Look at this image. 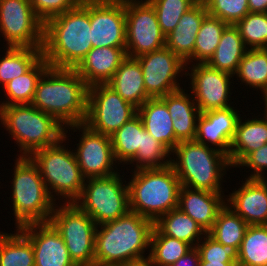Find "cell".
Wrapping results in <instances>:
<instances>
[{
	"label": "cell",
	"instance_id": "cell-1",
	"mask_svg": "<svg viewBox=\"0 0 267 266\" xmlns=\"http://www.w3.org/2000/svg\"><path fill=\"white\" fill-rule=\"evenodd\" d=\"M90 0L44 23L42 54L51 67L75 69L93 48Z\"/></svg>",
	"mask_w": 267,
	"mask_h": 266
},
{
	"label": "cell",
	"instance_id": "cell-2",
	"mask_svg": "<svg viewBox=\"0 0 267 266\" xmlns=\"http://www.w3.org/2000/svg\"><path fill=\"white\" fill-rule=\"evenodd\" d=\"M87 97L88 86L75 69L49 66L38 80L31 104L66 128L84 123Z\"/></svg>",
	"mask_w": 267,
	"mask_h": 266
},
{
	"label": "cell",
	"instance_id": "cell-3",
	"mask_svg": "<svg viewBox=\"0 0 267 266\" xmlns=\"http://www.w3.org/2000/svg\"><path fill=\"white\" fill-rule=\"evenodd\" d=\"M154 222L129 211L114 221L97 225L95 266H119L145 257Z\"/></svg>",
	"mask_w": 267,
	"mask_h": 266
},
{
	"label": "cell",
	"instance_id": "cell-4",
	"mask_svg": "<svg viewBox=\"0 0 267 266\" xmlns=\"http://www.w3.org/2000/svg\"><path fill=\"white\" fill-rule=\"evenodd\" d=\"M172 155L171 166L181 186L224 193L223 176L232 168L227 155L195 140L179 142Z\"/></svg>",
	"mask_w": 267,
	"mask_h": 266
},
{
	"label": "cell",
	"instance_id": "cell-5",
	"mask_svg": "<svg viewBox=\"0 0 267 266\" xmlns=\"http://www.w3.org/2000/svg\"><path fill=\"white\" fill-rule=\"evenodd\" d=\"M14 161L10 196L15 228L49 222L59 201L50 196L37 165L29 156H18Z\"/></svg>",
	"mask_w": 267,
	"mask_h": 266
},
{
	"label": "cell",
	"instance_id": "cell-6",
	"mask_svg": "<svg viewBox=\"0 0 267 266\" xmlns=\"http://www.w3.org/2000/svg\"><path fill=\"white\" fill-rule=\"evenodd\" d=\"M131 172V180L127 183L131 212L155 222L160 216L178 208L181 183L171 165Z\"/></svg>",
	"mask_w": 267,
	"mask_h": 266
},
{
	"label": "cell",
	"instance_id": "cell-7",
	"mask_svg": "<svg viewBox=\"0 0 267 266\" xmlns=\"http://www.w3.org/2000/svg\"><path fill=\"white\" fill-rule=\"evenodd\" d=\"M0 123L16 142L17 156H30L64 138L65 127L32 104L0 105Z\"/></svg>",
	"mask_w": 267,
	"mask_h": 266
},
{
	"label": "cell",
	"instance_id": "cell-8",
	"mask_svg": "<svg viewBox=\"0 0 267 266\" xmlns=\"http://www.w3.org/2000/svg\"><path fill=\"white\" fill-rule=\"evenodd\" d=\"M68 137L64 132V138L58 143L36 150L29 157L37 165L50 196L55 201L74 203L81 196L86 178L73 149L65 147Z\"/></svg>",
	"mask_w": 267,
	"mask_h": 266
},
{
	"label": "cell",
	"instance_id": "cell-9",
	"mask_svg": "<svg viewBox=\"0 0 267 266\" xmlns=\"http://www.w3.org/2000/svg\"><path fill=\"white\" fill-rule=\"evenodd\" d=\"M124 179L120 172L87 178L81 196L74 203L97 225L114 221L130 211L128 184Z\"/></svg>",
	"mask_w": 267,
	"mask_h": 266
},
{
	"label": "cell",
	"instance_id": "cell-10",
	"mask_svg": "<svg viewBox=\"0 0 267 266\" xmlns=\"http://www.w3.org/2000/svg\"><path fill=\"white\" fill-rule=\"evenodd\" d=\"M49 222L62 236L77 266H95L97 224L87 213L75 203H59L55 205Z\"/></svg>",
	"mask_w": 267,
	"mask_h": 266
},
{
	"label": "cell",
	"instance_id": "cell-11",
	"mask_svg": "<svg viewBox=\"0 0 267 266\" xmlns=\"http://www.w3.org/2000/svg\"><path fill=\"white\" fill-rule=\"evenodd\" d=\"M137 110L108 84H96L88 87L84 124L97 133L111 136L136 116Z\"/></svg>",
	"mask_w": 267,
	"mask_h": 266
},
{
	"label": "cell",
	"instance_id": "cell-12",
	"mask_svg": "<svg viewBox=\"0 0 267 266\" xmlns=\"http://www.w3.org/2000/svg\"><path fill=\"white\" fill-rule=\"evenodd\" d=\"M125 17L128 57L137 58L165 47L166 36L148 0H125Z\"/></svg>",
	"mask_w": 267,
	"mask_h": 266
},
{
	"label": "cell",
	"instance_id": "cell-13",
	"mask_svg": "<svg viewBox=\"0 0 267 266\" xmlns=\"http://www.w3.org/2000/svg\"><path fill=\"white\" fill-rule=\"evenodd\" d=\"M0 33L7 47H43L44 23L30 0H0Z\"/></svg>",
	"mask_w": 267,
	"mask_h": 266
},
{
	"label": "cell",
	"instance_id": "cell-14",
	"mask_svg": "<svg viewBox=\"0 0 267 266\" xmlns=\"http://www.w3.org/2000/svg\"><path fill=\"white\" fill-rule=\"evenodd\" d=\"M69 129L73 130V132L79 130V133L81 131L79 143L75 144L77 148L73 151L81 172L86 179L106 177L121 171L117 168L119 165L116 164L113 154L111 136L97 133L84 123L67 126L64 132L68 133Z\"/></svg>",
	"mask_w": 267,
	"mask_h": 266
},
{
	"label": "cell",
	"instance_id": "cell-15",
	"mask_svg": "<svg viewBox=\"0 0 267 266\" xmlns=\"http://www.w3.org/2000/svg\"><path fill=\"white\" fill-rule=\"evenodd\" d=\"M136 59L142 68L145 90L150 98H161L181 89L178 78L186 75V64L169 48L165 46Z\"/></svg>",
	"mask_w": 267,
	"mask_h": 266
},
{
	"label": "cell",
	"instance_id": "cell-16",
	"mask_svg": "<svg viewBox=\"0 0 267 266\" xmlns=\"http://www.w3.org/2000/svg\"><path fill=\"white\" fill-rule=\"evenodd\" d=\"M186 67L185 76H189L188 79L191 80L188 88L191 89L189 91L200 113L231 107L234 103L229 102L232 98L230 96L233 89L230 85L233 83V75L212 68L207 63H194Z\"/></svg>",
	"mask_w": 267,
	"mask_h": 266
},
{
	"label": "cell",
	"instance_id": "cell-17",
	"mask_svg": "<svg viewBox=\"0 0 267 266\" xmlns=\"http://www.w3.org/2000/svg\"><path fill=\"white\" fill-rule=\"evenodd\" d=\"M92 47L126 48L125 0H90Z\"/></svg>",
	"mask_w": 267,
	"mask_h": 266
},
{
	"label": "cell",
	"instance_id": "cell-18",
	"mask_svg": "<svg viewBox=\"0 0 267 266\" xmlns=\"http://www.w3.org/2000/svg\"><path fill=\"white\" fill-rule=\"evenodd\" d=\"M238 112L240 111L231 106L200 113L197 119L195 141L209 147L212 146L229 156L231 143L241 116Z\"/></svg>",
	"mask_w": 267,
	"mask_h": 266
},
{
	"label": "cell",
	"instance_id": "cell-19",
	"mask_svg": "<svg viewBox=\"0 0 267 266\" xmlns=\"http://www.w3.org/2000/svg\"><path fill=\"white\" fill-rule=\"evenodd\" d=\"M32 243L35 266H77L60 233L50 223H31L18 228Z\"/></svg>",
	"mask_w": 267,
	"mask_h": 266
},
{
	"label": "cell",
	"instance_id": "cell-20",
	"mask_svg": "<svg viewBox=\"0 0 267 266\" xmlns=\"http://www.w3.org/2000/svg\"><path fill=\"white\" fill-rule=\"evenodd\" d=\"M239 187L226 195V205L248 225H267V178H245Z\"/></svg>",
	"mask_w": 267,
	"mask_h": 266
},
{
	"label": "cell",
	"instance_id": "cell-21",
	"mask_svg": "<svg viewBox=\"0 0 267 266\" xmlns=\"http://www.w3.org/2000/svg\"><path fill=\"white\" fill-rule=\"evenodd\" d=\"M224 193L181 186L178 208L192 218L206 233L216 221L218 212L226 204Z\"/></svg>",
	"mask_w": 267,
	"mask_h": 266
},
{
	"label": "cell",
	"instance_id": "cell-22",
	"mask_svg": "<svg viewBox=\"0 0 267 266\" xmlns=\"http://www.w3.org/2000/svg\"><path fill=\"white\" fill-rule=\"evenodd\" d=\"M207 14L205 4L199 0L181 16L177 26L166 35L165 46L173 51L186 66L193 63L196 36Z\"/></svg>",
	"mask_w": 267,
	"mask_h": 266
},
{
	"label": "cell",
	"instance_id": "cell-23",
	"mask_svg": "<svg viewBox=\"0 0 267 266\" xmlns=\"http://www.w3.org/2000/svg\"><path fill=\"white\" fill-rule=\"evenodd\" d=\"M126 57V48L95 47L87 53L75 71L88 87L107 84Z\"/></svg>",
	"mask_w": 267,
	"mask_h": 266
},
{
	"label": "cell",
	"instance_id": "cell-24",
	"mask_svg": "<svg viewBox=\"0 0 267 266\" xmlns=\"http://www.w3.org/2000/svg\"><path fill=\"white\" fill-rule=\"evenodd\" d=\"M185 91L182 87L161 97L172 117L175 138L178 143L195 140L197 119L200 115L191 92L188 94Z\"/></svg>",
	"mask_w": 267,
	"mask_h": 266
},
{
	"label": "cell",
	"instance_id": "cell-25",
	"mask_svg": "<svg viewBox=\"0 0 267 266\" xmlns=\"http://www.w3.org/2000/svg\"><path fill=\"white\" fill-rule=\"evenodd\" d=\"M260 116L253 115L252 119L245 118L244 121L243 117L239 118L228 156L232 168H236L249 153L267 144V115Z\"/></svg>",
	"mask_w": 267,
	"mask_h": 266
},
{
	"label": "cell",
	"instance_id": "cell-26",
	"mask_svg": "<svg viewBox=\"0 0 267 266\" xmlns=\"http://www.w3.org/2000/svg\"><path fill=\"white\" fill-rule=\"evenodd\" d=\"M144 129L170 152L177 146L172 117L161 98H149L137 110Z\"/></svg>",
	"mask_w": 267,
	"mask_h": 266
},
{
	"label": "cell",
	"instance_id": "cell-27",
	"mask_svg": "<svg viewBox=\"0 0 267 266\" xmlns=\"http://www.w3.org/2000/svg\"><path fill=\"white\" fill-rule=\"evenodd\" d=\"M107 84L137 108L150 98L145 90L142 68L136 58L127 56Z\"/></svg>",
	"mask_w": 267,
	"mask_h": 266
},
{
	"label": "cell",
	"instance_id": "cell-28",
	"mask_svg": "<svg viewBox=\"0 0 267 266\" xmlns=\"http://www.w3.org/2000/svg\"><path fill=\"white\" fill-rule=\"evenodd\" d=\"M247 48L234 25H228L222 32L220 42L207 64L219 71L235 75Z\"/></svg>",
	"mask_w": 267,
	"mask_h": 266
},
{
	"label": "cell",
	"instance_id": "cell-29",
	"mask_svg": "<svg viewBox=\"0 0 267 266\" xmlns=\"http://www.w3.org/2000/svg\"><path fill=\"white\" fill-rule=\"evenodd\" d=\"M154 227L166 236L182 240L192 247L205 236L206 232L187 214L179 208L172 209L170 212L160 216L155 222Z\"/></svg>",
	"mask_w": 267,
	"mask_h": 266
},
{
	"label": "cell",
	"instance_id": "cell-30",
	"mask_svg": "<svg viewBox=\"0 0 267 266\" xmlns=\"http://www.w3.org/2000/svg\"><path fill=\"white\" fill-rule=\"evenodd\" d=\"M49 66L42 56L26 73L6 83L2 88L7 97L0 105L31 104L38 80Z\"/></svg>",
	"mask_w": 267,
	"mask_h": 266
},
{
	"label": "cell",
	"instance_id": "cell-31",
	"mask_svg": "<svg viewBox=\"0 0 267 266\" xmlns=\"http://www.w3.org/2000/svg\"><path fill=\"white\" fill-rule=\"evenodd\" d=\"M143 123L137 114L111 135L113 154L117 164L127 165L138 150H142Z\"/></svg>",
	"mask_w": 267,
	"mask_h": 266
},
{
	"label": "cell",
	"instance_id": "cell-32",
	"mask_svg": "<svg viewBox=\"0 0 267 266\" xmlns=\"http://www.w3.org/2000/svg\"><path fill=\"white\" fill-rule=\"evenodd\" d=\"M0 266H35L33 245L18 228L0 232Z\"/></svg>",
	"mask_w": 267,
	"mask_h": 266
},
{
	"label": "cell",
	"instance_id": "cell-33",
	"mask_svg": "<svg viewBox=\"0 0 267 266\" xmlns=\"http://www.w3.org/2000/svg\"><path fill=\"white\" fill-rule=\"evenodd\" d=\"M0 59V85L26 73L42 56V48L6 47Z\"/></svg>",
	"mask_w": 267,
	"mask_h": 266
},
{
	"label": "cell",
	"instance_id": "cell-34",
	"mask_svg": "<svg viewBox=\"0 0 267 266\" xmlns=\"http://www.w3.org/2000/svg\"><path fill=\"white\" fill-rule=\"evenodd\" d=\"M234 76L246 87L263 93L267 89V49H247Z\"/></svg>",
	"mask_w": 267,
	"mask_h": 266
},
{
	"label": "cell",
	"instance_id": "cell-35",
	"mask_svg": "<svg viewBox=\"0 0 267 266\" xmlns=\"http://www.w3.org/2000/svg\"><path fill=\"white\" fill-rule=\"evenodd\" d=\"M248 224L226 204L218 212L215 223L207 232L223 245L240 249Z\"/></svg>",
	"mask_w": 267,
	"mask_h": 266
},
{
	"label": "cell",
	"instance_id": "cell-36",
	"mask_svg": "<svg viewBox=\"0 0 267 266\" xmlns=\"http://www.w3.org/2000/svg\"><path fill=\"white\" fill-rule=\"evenodd\" d=\"M237 266H267V225H249L240 249Z\"/></svg>",
	"mask_w": 267,
	"mask_h": 266
},
{
	"label": "cell",
	"instance_id": "cell-37",
	"mask_svg": "<svg viewBox=\"0 0 267 266\" xmlns=\"http://www.w3.org/2000/svg\"><path fill=\"white\" fill-rule=\"evenodd\" d=\"M227 23L217 17L207 14L200 26L196 36L193 53V64L207 63L214 55L220 42V38Z\"/></svg>",
	"mask_w": 267,
	"mask_h": 266
},
{
	"label": "cell",
	"instance_id": "cell-38",
	"mask_svg": "<svg viewBox=\"0 0 267 266\" xmlns=\"http://www.w3.org/2000/svg\"><path fill=\"white\" fill-rule=\"evenodd\" d=\"M192 248L190 244L161 234L153 227L148 251L154 265H172Z\"/></svg>",
	"mask_w": 267,
	"mask_h": 266
},
{
	"label": "cell",
	"instance_id": "cell-39",
	"mask_svg": "<svg viewBox=\"0 0 267 266\" xmlns=\"http://www.w3.org/2000/svg\"><path fill=\"white\" fill-rule=\"evenodd\" d=\"M171 152L147 130L143 129L142 150L127 165H135L132 171L141 169H161L171 165ZM135 163V164H134Z\"/></svg>",
	"mask_w": 267,
	"mask_h": 266
},
{
	"label": "cell",
	"instance_id": "cell-40",
	"mask_svg": "<svg viewBox=\"0 0 267 266\" xmlns=\"http://www.w3.org/2000/svg\"><path fill=\"white\" fill-rule=\"evenodd\" d=\"M234 26L247 49H267V13H248Z\"/></svg>",
	"mask_w": 267,
	"mask_h": 266
},
{
	"label": "cell",
	"instance_id": "cell-41",
	"mask_svg": "<svg viewBox=\"0 0 267 266\" xmlns=\"http://www.w3.org/2000/svg\"><path fill=\"white\" fill-rule=\"evenodd\" d=\"M155 9L162 32L169 34L178 24L181 16L199 0H148Z\"/></svg>",
	"mask_w": 267,
	"mask_h": 266
},
{
	"label": "cell",
	"instance_id": "cell-42",
	"mask_svg": "<svg viewBox=\"0 0 267 266\" xmlns=\"http://www.w3.org/2000/svg\"><path fill=\"white\" fill-rule=\"evenodd\" d=\"M209 15L235 25L248 13V0H202Z\"/></svg>",
	"mask_w": 267,
	"mask_h": 266
},
{
	"label": "cell",
	"instance_id": "cell-43",
	"mask_svg": "<svg viewBox=\"0 0 267 266\" xmlns=\"http://www.w3.org/2000/svg\"><path fill=\"white\" fill-rule=\"evenodd\" d=\"M200 262L236 263L238 249L234 246L223 245L212 238L208 233L197 243Z\"/></svg>",
	"mask_w": 267,
	"mask_h": 266
},
{
	"label": "cell",
	"instance_id": "cell-44",
	"mask_svg": "<svg viewBox=\"0 0 267 266\" xmlns=\"http://www.w3.org/2000/svg\"><path fill=\"white\" fill-rule=\"evenodd\" d=\"M83 0H30L35 14L45 23L48 19L76 8Z\"/></svg>",
	"mask_w": 267,
	"mask_h": 266
},
{
	"label": "cell",
	"instance_id": "cell-45",
	"mask_svg": "<svg viewBox=\"0 0 267 266\" xmlns=\"http://www.w3.org/2000/svg\"><path fill=\"white\" fill-rule=\"evenodd\" d=\"M245 166L252 171L247 178H260L265 179V171H267V144H264L259 149L249 153L238 165V168Z\"/></svg>",
	"mask_w": 267,
	"mask_h": 266
},
{
	"label": "cell",
	"instance_id": "cell-46",
	"mask_svg": "<svg viewBox=\"0 0 267 266\" xmlns=\"http://www.w3.org/2000/svg\"><path fill=\"white\" fill-rule=\"evenodd\" d=\"M200 254L196 247L189 250L183 257H180L172 266H199Z\"/></svg>",
	"mask_w": 267,
	"mask_h": 266
},
{
	"label": "cell",
	"instance_id": "cell-47",
	"mask_svg": "<svg viewBox=\"0 0 267 266\" xmlns=\"http://www.w3.org/2000/svg\"><path fill=\"white\" fill-rule=\"evenodd\" d=\"M249 13H267V0H248Z\"/></svg>",
	"mask_w": 267,
	"mask_h": 266
},
{
	"label": "cell",
	"instance_id": "cell-48",
	"mask_svg": "<svg viewBox=\"0 0 267 266\" xmlns=\"http://www.w3.org/2000/svg\"><path fill=\"white\" fill-rule=\"evenodd\" d=\"M147 257L141 258V259H137V260H132V261H128L124 264H121L119 266H155L151 260V258L149 257V253H147Z\"/></svg>",
	"mask_w": 267,
	"mask_h": 266
},
{
	"label": "cell",
	"instance_id": "cell-49",
	"mask_svg": "<svg viewBox=\"0 0 267 266\" xmlns=\"http://www.w3.org/2000/svg\"><path fill=\"white\" fill-rule=\"evenodd\" d=\"M199 266H237L236 263L199 262Z\"/></svg>",
	"mask_w": 267,
	"mask_h": 266
},
{
	"label": "cell",
	"instance_id": "cell-50",
	"mask_svg": "<svg viewBox=\"0 0 267 266\" xmlns=\"http://www.w3.org/2000/svg\"><path fill=\"white\" fill-rule=\"evenodd\" d=\"M261 94H263L261 96H263L264 98L263 97H261V98L263 99L264 106H265L264 113L263 114L267 115V89L263 93H261Z\"/></svg>",
	"mask_w": 267,
	"mask_h": 266
},
{
	"label": "cell",
	"instance_id": "cell-51",
	"mask_svg": "<svg viewBox=\"0 0 267 266\" xmlns=\"http://www.w3.org/2000/svg\"><path fill=\"white\" fill-rule=\"evenodd\" d=\"M155 266H172V265H155Z\"/></svg>",
	"mask_w": 267,
	"mask_h": 266
}]
</instances>
